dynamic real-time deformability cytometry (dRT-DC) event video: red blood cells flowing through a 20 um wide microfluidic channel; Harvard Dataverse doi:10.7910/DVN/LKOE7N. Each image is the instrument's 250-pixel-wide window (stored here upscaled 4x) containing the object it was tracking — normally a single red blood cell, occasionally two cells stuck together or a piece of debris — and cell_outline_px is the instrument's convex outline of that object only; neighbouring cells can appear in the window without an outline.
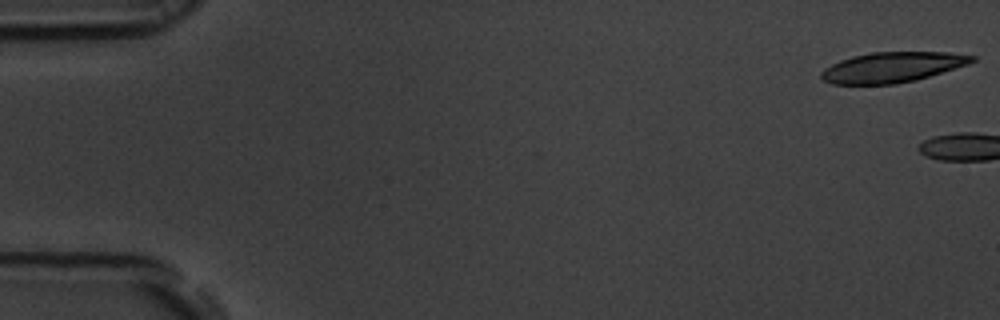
{"species": "common noctule bat (a hibernating species)", "species_latin": "Nyctalus noctula", "temperature_condition": "room temperature", "stored_images_in_passage": 3, "camera_frame_rate_fps": 3000, "um_per_image_px": 0.085, "animal": {"sex": "male", "body_mass_g": 19.5, "forearm_length_mm": 54.6}, "frame": {"image": 1, "passage_image": 1, "time_ms": 0.0, "image_size_px": [1000, 320], "cell_outline_px": [[976, 60], [968, 64], [916, 80], [896, 84], [832, 84], [824, 80], [820, 76], [820, 72], [824, 68], [840, 60], [852, 56], [872, 52], [948, 52], [976, 56]], "centroid_in_image_um": [75.83, 5.71], "position_along_channel_um": 9.2, "area_um2": 26.59}}